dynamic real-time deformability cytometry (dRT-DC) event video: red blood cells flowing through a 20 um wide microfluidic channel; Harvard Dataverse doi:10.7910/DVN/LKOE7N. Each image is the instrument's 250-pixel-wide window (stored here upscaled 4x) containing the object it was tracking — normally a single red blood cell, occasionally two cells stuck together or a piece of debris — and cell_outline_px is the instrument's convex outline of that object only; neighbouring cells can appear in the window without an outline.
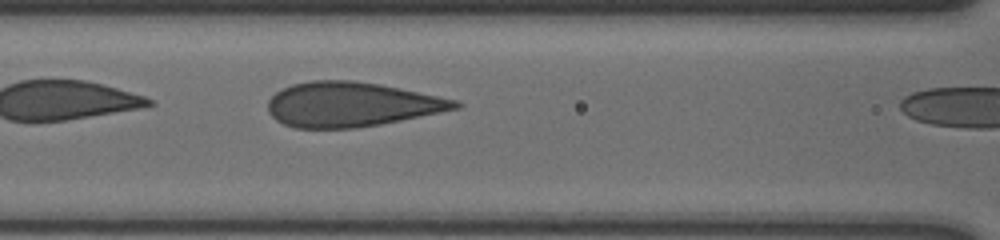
{"species": "human", "species_latin": "Homo sapiens", "temperature_condition": "cold", "stored_images_in_passage": 15, "camera_frame_rate_fps": 3000, "um_per_image_px": 0.085, "donor": {"sex": "male"}, "frame": {"image": 1, "passage_image": 7, "time_ms": 2.0, "image_size_px": [1000, 240], "cell_outline_px": [[464, 104], [460, 108], [380, 124], [352, 128], [296, 128], [284, 124], [276, 120], [268, 112], [268, 100], [276, 92], [292, 84], [312, 80], [352, 80], [376, 84], [456, 100]], "centroid_in_image_um": [29.81, 8.88], "position_along_channel_um": 136.8, "area_um2": 48.09}}